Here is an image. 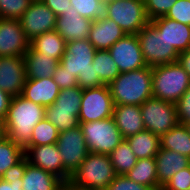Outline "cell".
<instances>
[{
  "label": "cell",
  "instance_id": "obj_1",
  "mask_svg": "<svg viewBox=\"0 0 190 190\" xmlns=\"http://www.w3.org/2000/svg\"><path fill=\"white\" fill-rule=\"evenodd\" d=\"M44 118V106L33 103L22 95L14 96L4 119L6 136L25 150L33 128Z\"/></svg>",
  "mask_w": 190,
  "mask_h": 190
},
{
  "label": "cell",
  "instance_id": "obj_2",
  "mask_svg": "<svg viewBox=\"0 0 190 190\" xmlns=\"http://www.w3.org/2000/svg\"><path fill=\"white\" fill-rule=\"evenodd\" d=\"M109 88L114 105H142L153 97L152 67L120 73Z\"/></svg>",
  "mask_w": 190,
  "mask_h": 190
},
{
  "label": "cell",
  "instance_id": "obj_3",
  "mask_svg": "<svg viewBox=\"0 0 190 190\" xmlns=\"http://www.w3.org/2000/svg\"><path fill=\"white\" fill-rule=\"evenodd\" d=\"M116 175L109 155L88 153L68 183L80 190H107Z\"/></svg>",
  "mask_w": 190,
  "mask_h": 190
},
{
  "label": "cell",
  "instance_id": "obj_4",
  "mask_svg": "<svg viewBox=\"0 0 190 190\" xmlns=\"http://www.w3.org/2000/svg\"><path fill=\"white\" fill-rule=\"evenodd\" d=\"M190 86V77L175 61L152 67L153 98L176 104Z\"/></svg>",
  "mask_w": 190,
  "mask_h": 190
},
{
  "label": "cell",
  "instance_id": "obj_5",
  "mask_svg": "<svg viewBox=\"0 0 190 190\" xmlns=\"http://www.w3.org/2000/svg\"><path fill=\"white\" fill-rule=\"evenodd\" d=\"M89 153L109 155L124 139L113 117L80 123Z\"/></svg>",
  "mask_w": 190,
  "mask_h": 190
},
{
  "label": "cell",
  "instance_id": "obj_6",
  "mask_svg": "<svg viewBox=\"0 0 190 190\" xmlns=\"http://www.w3.org/2000/svg\"><path fill=\"white\" fill-rule=\"evenodd\" d=\"M136 35L147 66L153 67L177 61L179 53L167 42L163 35H160L151 22Z\"/></svg>",
  "mask_w": 190,
  "mask_h": 190
},
{
  "label": "cell",
  "instance_id": "obj_7",
  "mask_svg": "<svg viewBox=\"0 0 190 190\" xmlns=\"http://www.w3.org/2000/svg\"><path fill=\"white\" fill-rule=\"evenodd\" d=\"M106 17L116 22L126 34H137L150 21L144 0H116L107 2Z\"/></svg>",
  "mask_w": 190,
  "mask_h": 190
},
{
  "label": "cell",
  "instance_id": "obj_8",
  "mask_svg": "<svg viewBox=\"0 0 190 190\" xmlns=\"http://www.w3.org/2000/svg\"><path fill=\"white\" fill-rule=\"evenodd\" d=\"M140 109L145 129L158 136L179 123L176 104L152 97L140 105Z\"/></svg>",
  "mask_w": 190,
  "mask_h": 190
},
{
  "label": "cell",
  "instance_id": "obj_9",
  "mask_svg": "<svg viewBox=\"0 0 190 190\" xmlns=\"http://www.w3.org/2000/svg\"><path fill=\"white\" fill-rule=\"evenodd\" d=\"M79 111V124L113 116L114 103L109 85L83 89Z\"/></svg>",
  "mask_w": 190,
  "mask_h": 190
},
{
  "label": "cell",
  "instance_id": "obj_10",
  "mask_svg": "<svg viewBox=\"0 0 190 190\" xmlns=\"http://www.w3.org/2000/svg\"><path fill=\"white\" fill-rule=\"evenodd\" d=\"M56 145L61 154L64 169L72 175L89 153L80 125L60 132Z\"/></svg>",
  "mask_w": 190,
  "mask_h": 190
},
{
  "label": "cell",
  "instance_id": "obj_11",
  "mask_svg": "<svg viewBox=\"0 0 190 190\" xmlns=\"http://www.w3.org/2000/svg\"><path fill=\"white\" fill-rule=\"evenodd\" d=\"M55 13L42 0H33L30 7L19 19L25 36L29 41L56 27Z\"/></svg>",
  "mask_w": 190,
  "mask_h": 190
},
{
  "label": "cell",
  "instance_id": "obj_12",
  "mask_svg": "<svg viewBox=\"0 0 190 190\" xmlns=\"http://www.w3.org/2000/svg\"><path fill=\"white\" fill-rule=\"evenodd\" d=\"M108 51L112 55L120 73L138 70L147 66L136 34H126L112 45Z\"/></svg>",
  "mask_w": 190,
  "mask_h": 190
},
{
  "label": "cell",
  "instance_id": "obj_13",
  "mask_svg": "<svg viewBox=\"0 0 190 190\" xmlns=\"http://www.w3.org/2000/svg\"><path fill=\"white\" fill-rule=\"evenodd\" d=\"M25 157L31 165L42 168L59 177L64 183H68L71 175L64 169L56 143L28 146L25 149Z\"/></svg>",
  "mask_w": 190,
  "mask_h": 190
},
{
  "label": "cell",
  "instance_id": "obj_14",
  "mask_svg": "<svg viewBox=\"0 0 190 190\" xmlns=\"http://www.w3.org/2000/svg\"><path fill=\"white\" fill-rule=\"evenodd\" d=\"M96 49L88 39L66 42V49L59 64L78 77L80 73L87 71L92 66Z\"/></svg>",
  "mask_w": 190,
  "mask_h": 190
},
{
  "label": "cell",
  "instance_id": "obj_15",
  "mask_svg": "<svg viewBox=\"0 0 190 190\" xmlns=\"http://www.w3.org/2000/svg\"><path fill=\"white\" fill-rule=\"evenodd\" d=\"M26 80L24 56H0V89L12 97L21 95Z\"/></svg>",
  "mask_w": 190,
  "mask_h": 190
},
{
  "label": "cell",
  "instance_id": "obj_16",
  "mask_svg": "<svg viewBox=\"0 0 190 190\" xmlns=\"http://www.w3.org/2000/svg\"><path fill=\"white\" fill-rule=\"evenodd\" d=\"M29 43L19 20L0 18V56H24Z\"/></svg>",
  "mask_w": 190,
  "mask_h": 190
},
{
  "label": "cell",
  "instance_id": "obj_17",
  "mask_svg": "<svg viewBox=\"0 0 190 190\" xmlns=\"http://www.w3.org/2000/svg\"><path fill=\"white\" fill-rule=\"evenodd\" d=\"M92 20L82 17L74 7L56 18L55 31L66 41L88 39Z\"/></svg>",
  "mask_w": 190,
  "mask_h": 190
},
{
  "label": "cell",
  "instance_id": "obj_18",
  "mask_svg": "<svg viewBox=\"0 0 190 190\" xmlns=\"http://www.w3.org/2000/svg\"><path fill=\"white\" fill-rule=\"evenodd\" d=\"M150 22L178 53L190 48V25L171 20L165 16Z\"/></svg>",
  "mask_w": 190,
  "mask_h": 190
},
{
  "label": "cell",
  "instance_id": "obj_19",
  "mask_svg": "<svg viewBox=\"0 0 190 190\" xmlns=\"http://www.w3.org/2000/svg\"><path fill=\"white\" fill-rule=\"evenodd\" d=\"M125 35L116 22L105 17L92 22L88 40L96 50H108Z\"/></svg>",
  "mask_w": 190,
  "mask_h": 190
},
{
  "label": "cell",
  "instance_id": "obj_20",
  "mask_svg": "<svg viewBox=\"0 0 190 190\" xmlns=\"http://www.w3.org/2000/svg\"><path fill=\"white\" fill-rule=\"evenodd\" d=\"M60 90L52 77L26 79L21 95L33 103L48 107L55 102Z\"/></svg>",
  "mask_w": 190,
  "mask_h": 190
},
{
  "label": "cell",
  "instance_id": "obj_21",
  "mask_svg": "<svg viewBox=\"0 0 190 190\" xmlns=\"http://www.w3.org/2000/svg\"><path fill=\"white\" fill-rule=\"evenodd\" d=\"M112 117L124 139L145 130L140 105H114Z\"/></svg>",
  "mask_w": 190,
  "mask_h": 190
},
{
  "label": "cell",
  "instance_id": "obj_22",
  "mask_svg": "<svg viewBox=\"0 0 190 190\" xmlns=\"http://www.w3.org/2000/svg\"><path fill=\"white\" fill-rule=\"evenodd\" d=\"M154 159L156 162L158 184L161 187L179 170L190 166V158L163 148L159 149Z\"/></svg>",
  "mask_w": 190,
  "mask_h": 190
},
{
  "label": "cell",
  "instance_id": "obj_23",
  "mask_svg": "<svg viewBox=\"0 0 190 190\" xmlns=\"http://www.w3.org/2000/svg\"><path fill=\"white\" fill-rule=\"evenodd\" d=\"M64 182L56 175L28 163L22 177V190H59Z\"/></svg>",
  "mask_w": 190,
  "mask_h": 190
},
{
  "label": "cell",
  "instance_id": "obj_24",
  "mask_svg": "<svg viewBox=\"0 0 190 190\" xmlns=\"http://www.w3.org/2000/svg\"><path fill=\"white\" fill-rule=\"evenodd\" d=\"M26 79L53 77L59 61L30 48L24 54Z\"/></svg>",
  "mask_w": 190,
  "mask_h": 190
},
{
  "label": "cell",
  "instance_id": "obj_25",
  "mask_svg": "<svg viewBox=\"0 0 190 190\" xmlns=\"http://www.w3.org/2000/svg\"><path fill=\"white\" fill-rule=\"evenodd\" d=\"M29 48L60 61L66 49V41L53 30L33 38Z\"/></svg>",
  "mask_w": 190,
  "mask_h": 190
},
{
  "label": "cell",
  "instance_id": "obj_26",
  "mask_svg": "<svg viewBox=\"0 0 190 190\" xmlns=\"http://www.w3.org/2000/svg\"><path fill=\"white\" fill-rule=\"evenodd\" d=\"M137 159L155 157L160 149V136L143 130L126 138Z\"/></svg>",
  "mask_w": 190,
  "mask_h": 190
},
{
  "label": "cell",
  "instance_id": "obj_27",
  "mask_svg": "<svg viewBox=\"0 0 190 190\" xmlns=\"http://www.w3.org/2000/svg\"><path fill=\"white\" fill-rule=\"evenodd\" d=\"M125 175L132 181L148 186L153 190L162 189L158 184L154 157L137 159L135 166Z\"/></svg>",
  "mask_w": 190,
  "mask_h": 190
},
{
  "label": "cell",
  "instance_id": "obj_28",
  "mask_svg": "<svg viewBox=\"0 0 190 190\" xmlns=\"http://www.w3.org/2000/svg\"><path fill=\"white\" fill-rule=\"evenodd\" d=\"M160 148L180 153L190 158V134L184 124L178 123L160 136Z\"/></svg>",
  "mask_w": 190,
  "mask_h": 190
},
{
  "label": "cell",
  "instance_id": "obj_29",
  "mask_svg": "<svg viewBox=\"0 0 190 190\" xmlns=\"http://www.w3.org/2000/svg\"><path fill=\"white\" fill-rule=\"evenodd\" d=\"M79 111L75 108L58 107L55 103L45 107V119L50 121L59 132L79 126Z\"/></svg>",
  "mask_w": 190,
  "mask_h": 190
},
{
  "label": "cell",
  "instance_id": "obj_30",
  "mask_svg": "<svg viewBox=\"0 0 190 190\" xmlns=\"http://www.w3.org/2000/svg\"><path fill=\"white\" fill-rule=\"evenodd\" d=\"M92 66L104 85H109L120 74L108 50H96Z\"/></svg>",
  "mask_w": 190,
  "mask_h": 190
},
{
  "label": "cell",
  "instance_id": "obj_31",
  "mask_svg": "<svg viewBox=\"0 0 190 190\" xmlns=\"http://www.w3.org/2000/svg\"><path fill=\"white\" fill-rule=\"evenodd\" d=\"M110 161L117 175H125L136 164L137 158L126 139L109 154Z\"/></svg>",
  "mask_w": 190,
  "mask_h": 190
},
{
  "label": "cell",
  "instance_id": "obj_32",
  "mask_svg": "<svg viewBox=\"0 0 190 190\" xmlns=\"http://www.w3.org/2000/svg\"><path fill=\"white\" fill-rule=\"evenodd\" d=\"M25 157V150L7 136L0 140V178L12 166Z\"/></svg>",
  "mask_w": 190,
  "mask_h": 190
},
{
  "label": "cell",
  "instance_id": "obj_33",
  "mask_svg": "<svg viewBox=\"0 0 190 190\" xmlns=\"http://www.w3.org/2000/svg\"><path fill=\"white\" fill-rule=\"evenodd\" d=\"M70 3L79 15L92 21L106 17V0H70Z\"/></svg>",
  "mask_w": 190,
  "mask_h": 190
},
{
  "label": "cell",
  "instance_id": "obj_34",
  "mask_svg": "<svg viewBox=\"0 0 190 190\" xmlns=\"http://www.w3.org/2000/svg\"><path fill=\"white\" fill-rule=\"evenodd\" d=\"M59 133L58 129L44 118L33 128L28 146L54 144L58 140Z\"/></svg>",
  "mask_w": 190,
  "mask_h": 190
},
{
  "label": "cell",
  "instance_id": "obj_35",
  "mask_svg": "<svg viewBox=\"0 0 190 190\" xmlns=\"http://www.w3.org/2000/svg\"><path fill=\"white\" fill-rule=\"evenodd\" d=\"M33 0H0V18L19 20Z\"/></svg>",
  "mask_w": 190,
  "mask_h": 190
},
{
  "label": "cell",
  "instance_id": "obj_36",
  "mask_svg": "<svg viewBox=\"0 0 190 190\" xmlns=\"http://www.w3.org/2000/svg\"><path fill=\"white\" fill-rule=\"evenodd\" d=\"M82 94L83 89L79 86L64 88L60 90L54 103L58 107L75 108V111H80Z\"/></svg>",
  "mask_w": 190,
  "mask_h": 190
},
{
  "label": "cell",
  "instance_id": "obj_37",
  "mask_svg": "<svg viewBox=\"0 0 190 190\" xmlns=\"http://www.w3.org/2000/svg\"><path fill=\"white\" fill-rule=\"evenodd\" d=\"M177 0H144L145 12L149 21L166 16Z\"/></svg>",
  "mask_w": 190,
  "mask_h": 190
},
{
  "label": "cell",
  "instance_id": "obj_38",
  "mask_svg": "<svg viewBox=\"0 0 190 190\" xmlns=\"http://www.w3.org/2000/svg\"><path fill=\"white\" fill-rule=\"evenodd\" d=\"M165 17L190 25V0H177Z\"/></svg>",
  "mask_w": 190,
  "mask_h": 190
},
{
  "label": "cell",
  "instance_id": "obj_39",
  "mask_svg": "<svg viewBox=\"0 0 190 190\" xmlns=\"http://www.w3.org/2000/svg\"><path fill=\"white\" fill-rule=\"evenodd\" d=\"M190 188V166L179 170L163 186L161 190H188Z\"/></svg>",
  "mask_w": 190,
  "mask_h": 190
},
{
  "label": "cell",
  "instance_id": "obj_40",
  "mask_svg": "<svg viewBox=\"0 0 190 190\" xmlns=\"http://www.w3.org/2000/svg\"><path fill=\"white\" fill-rule=\"evenodd\" d=\"M107 190H153L152 188L139 184L129 179L126 175H116L107 186Z\"/></svg>",
  "mask_w": 190,
  "mask_h": 190
},
{
  "label": "cell",
  "instance_id": "obj_41",
  "mask_svg": "<svg viewBox=\"0 0 190 190\" xmlns=\"http://www.w3.org/2000/svg\"><path fill=\"white\" fill-rule=\"evenodd\" d=\"M52 78L54 82L59 86L60 89L78 86L77 77L72 76L71 73L64 70V68L60 64H58Z\"/></svg>",
  "mask_w": 190,
  "mask_h": 190
},
{
  "label": "cell",
  "instance_id": "obj_42",
  "mask_svg": "<svg viewBox=\"0 0 190 190\" xmlns=\"http://www.w3.org/2000/svg\"><path fill=\"white\" fill-rule=\"evenodd\" d=\"M177 118L180 124L190 122V86L176 103Z\"/></svg>",
  "mask_w": 190,
  "mask_h": 190
},
{
  "label": "cell",
  "instance_id": "obj_43",
  "mask_svg": "<svg viewBox=\"0 0 190 190\" xmlns=\"http://www.w3.org/2000/svg\"><path fill=\"white\" fill-rule=\"evenodd\" d=\"M77 79L78 86L81 89L94 88L104 85L100 80L99 76L97 75L93 66H90V68L87 71L80 73Z\"/></svg>",
  "mask_w": 190,
  "mask_h": 190
},
{
  "label": "cell",
  "instance_id": "obj_44",
  "mask_svg": "<svg viewBox=\"0 0 190 190\" xmlns=\"http://www.w3.org/2000/svg\"><path fill=\"white\" fill-rule=\"evenodd\" d=\"M28 160L24 157L19 163L10 167L2 176L1 179L6 182H19V179H22L24 176L26 165L28 164Z\"/></svg>",
  "mask_w": 190,
  "mask_h": 190
},
{
  "label": "cell",
  "instance_id": "obj_45",
  "mask_svg": "<svg viewBox=\"0 0 190 190\" xmlns=\"http://www.w3.org/2000/svg\"><path fill=\"white\" fill-rule=\"evenodd\" d=\"M42 2L51 9L56 16H61L72 7L70 0H42Z\"/></svg>",
  "mask_w": 190,
  "mask_h": 190
},
{
  "label": "cell",
  "instance_id": "obj_46",
  "mask_svg": "<svg viewBox=\"0 0 190 190\" xmlns=\"http://www.w3.org/2000/svg\"><path fill=\"white\" fill-rule=\"evenodd\" d=\"M12 96L0 89V118L5 119Z\"/></svg>",
  "mask_w": 190,
  "mask_h": 190
},
{
  "label": "cell",
  "instance_id": "obj_47",
  "mask_svg": "<svg viewBox=\"0 0 190 190\" xmlns=\"http://www.w3.org/2000/svg\"><path fill=\"white\" fill-rule=\"evenodd\" d=\"M177 62L181 65V67L190 77V48L186 51L179 53Z\"/></svg>",
  "mask_w": 190,
  "mask_h": 190
},
{
  "label": "cell",
  "instance_id": "obj_48",
  "mask_svg": "<svg viewBox=\"0 0 190 190\" xmlns=\"http://www.w3.org/2000/svg\"><path fill=\"white\" fill-rule=\"evenodd\" d=\"M0 190H22V179L19 182H6L0 178Z\"/></svg>",
  "mask_w": 190,
  "mask_h": 190
},
{
  "label": "cell",
  "instance_id": "obj_49",
  "mask_svg": "<svg viewBox=\"0 0 190 190\" xmlns=\"http://www.w3.org/2000/svg\"><path fill=\"white\" fill-rule=\"evenodd\" d=\"M6 136L4 120L0 118V140Z\"/></svg>",
  "mask_w": 190,
  "mask_h": 190
},
{
  "label": "cell",
  "instance_id": "obj_50",
  "mask_svg": "<svg viewBox=\"0 0 190 190\" xmlns=\"http://www.w3.org/2000/svg\"><path fill=\"white\" fill-rule=\"evenodd\" d=\"M59 190H80V189L71 186L69 183H64Z\"/></svg>",
  "mask_w": 190,
  "mask_h": 190
},
{
  "label": "cell",
  "instance_id": "obj_51",
  "mask_svg": "<svg viewBox=\"0 0 190 190\" xmlns=\"http://www.w3.org/2000/svg\"><path fill=\"white\" fill-rule=\"evenodd\" d=\"M185 126H186V128H187V130H188V132H189V134H190V122H188V123H186V124H184Z\"/></svg>",
  "mask_w": 190,
  "mask_h": 190
}]
</instances>
